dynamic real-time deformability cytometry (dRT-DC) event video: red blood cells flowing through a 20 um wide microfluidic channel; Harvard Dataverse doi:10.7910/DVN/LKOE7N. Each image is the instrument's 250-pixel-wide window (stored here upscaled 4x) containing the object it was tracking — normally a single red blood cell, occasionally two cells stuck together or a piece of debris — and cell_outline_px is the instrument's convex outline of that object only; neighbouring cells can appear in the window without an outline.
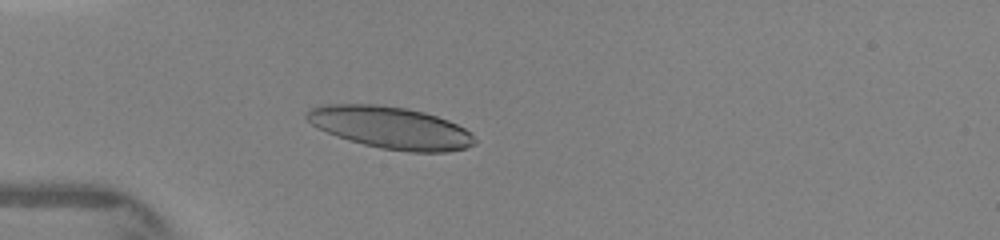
{"species": "human", "species_latin": "Homo sapiens", "temperature_condition": "warm", "stored_images_in_passage": 39, "camera_frame_rate_fps": 3000, "um_per_image_px": 0.085, "donor": {"sex": "female"}, "frame": {"image": 1, "passage_image": 13, "time_ms": 4.0, "image_size_px": [1000, 240], "cell_outline_px": [[476, 144], [464, 148], [448, 152], [412, 152], [380, 148], [348, 140], [336, 136], [316, 128], [304, 116], [312, 108], [320, 104], [376, 104], [408, 108], [424, 112], [448, 120], [472, 132], [476, 140]], "centroid_in_image_um": [33.21, 10.85], "position_along_channel_um": 51.8, "area_um2": 41.33}}
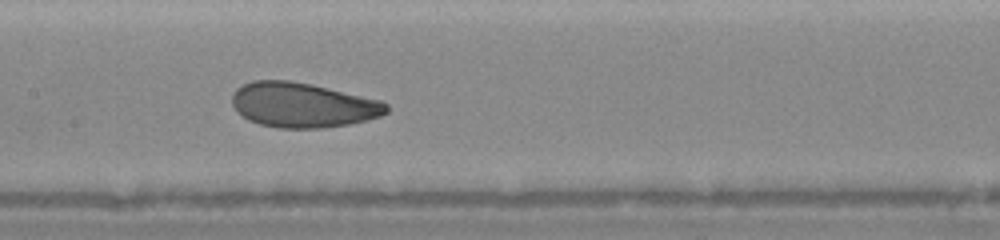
{"frame": {"image": 2, "passage_image": 21, "time_ms": 7.333, "image_size_px": [1000, 240], "cell_outline_px": [[388, 112], [380, 116], [368, 120], [348, 124], [320, 128], [276, 128], [260, 124], [248, 120], [236, 112], [232, 104], [232, 96], [236, 88], [252, 80], [288, 80], [308, 84], [380, 100], [388, 104]], "centroid_in_image_um": [25.69, 8.94], "position_along_channel_um": 181.7, "area_um2": 40.17}}
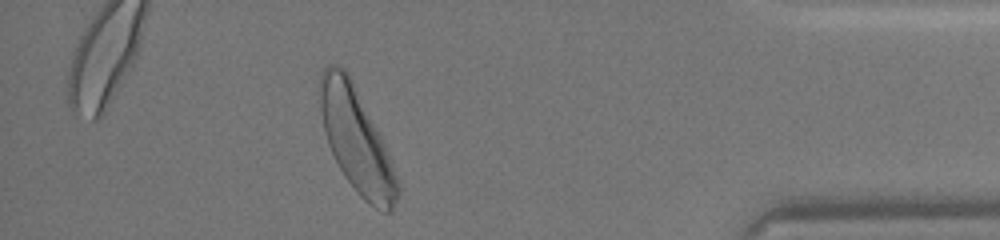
{"frame": {"image": 3, "passage_image": 35, "time_ms": 13.333, "image_size_px": [1000, 240], "cell_outline_px": [[400, 192], [392, 212], [380, 212], [364, 200], [356, 192], [344, 176], [328, 144], [324, 132], [320, 112], [320, 72], [328, 64], [332, 64], [344, 68], [348, 72], [380, 132], [400, 184]], "centroid_in_image_um": [30.31, 11.93], "position_along_channel_um": 404.9, "area_um2": 47.22}}